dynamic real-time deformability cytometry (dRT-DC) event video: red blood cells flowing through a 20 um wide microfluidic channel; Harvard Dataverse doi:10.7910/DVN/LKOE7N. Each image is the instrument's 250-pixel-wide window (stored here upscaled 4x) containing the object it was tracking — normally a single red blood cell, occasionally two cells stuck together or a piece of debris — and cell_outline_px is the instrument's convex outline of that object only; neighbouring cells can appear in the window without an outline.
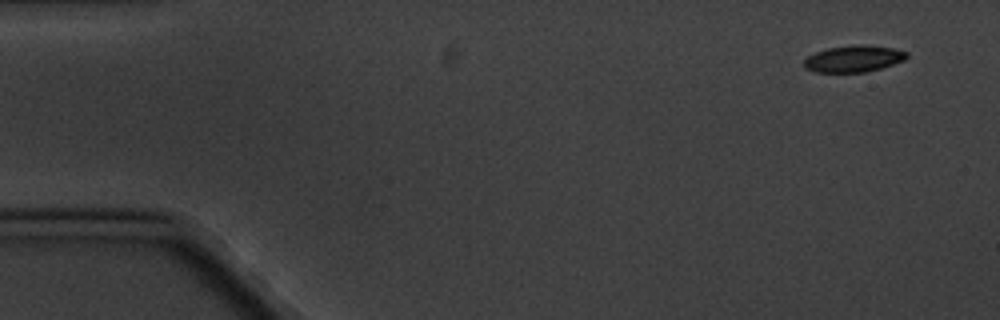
{"species": "common noctule bat (a hibernating species)", "species_latin": "Nyctalus noctula", "temperature_condition": "cold", "stored_images_in_passage": 6, "camera_frame_rate_fps": 3000, "um_per_image_px": 0.085, "animal": {"sex": "male", "body_mass_g": 20.1, "forearm_length_mm": 53.5}, "frame": {"image": 1, "passage_image": 1, "time_ms": 0.0, "image_size_px": [1000, 320], "cell_outline_px": [[908, 56], [904, 60], [880, 68], [864, 72], [816, 72], [804, 68], [804, 60], [808, 56], [816, 52], [828, 48], [856, 44], [864, 44], [892, 48], [908, 52]], "centroid_in_image_um": [72.55, 4.98], "position_along_channel_um": 12.5, "area_um2": 15.84}}